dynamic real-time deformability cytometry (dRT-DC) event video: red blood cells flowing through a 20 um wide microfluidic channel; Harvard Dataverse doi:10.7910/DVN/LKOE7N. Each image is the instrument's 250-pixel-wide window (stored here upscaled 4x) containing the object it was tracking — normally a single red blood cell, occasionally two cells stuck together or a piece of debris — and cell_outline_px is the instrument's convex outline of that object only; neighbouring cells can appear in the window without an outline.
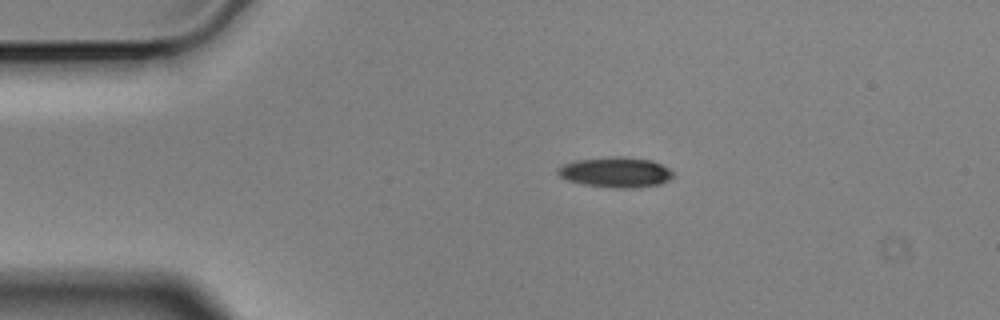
{"species": "Egyptian fruit bat (a non-hibernating species)", "species_latin": "Rousettus aegyptiacus", "temperature_condition": "cold", "stored_images_in_passage": 6, "camera_frame_rate_fps": 3000, "um_per_image_px": 0.085, "animal": {"sex": "male"}, "frame": {"image": 1, "passage_image": 6, "time_ms": 1.667, "image_size_px": [1000, 320], "cell_outline_px": [[676, 176], [660, 184], [632, 188], [612, 188], [584, 184], [568, 180], [560, 176], [556, 172], [556, 168], [564, 164], [576, 160], [616, 156], [652, 160], [668, 168]], "centroid_in_image_um": [52.33, 14.64], "position_along_channel_um": 32.7, "area_um2": 20.29}}